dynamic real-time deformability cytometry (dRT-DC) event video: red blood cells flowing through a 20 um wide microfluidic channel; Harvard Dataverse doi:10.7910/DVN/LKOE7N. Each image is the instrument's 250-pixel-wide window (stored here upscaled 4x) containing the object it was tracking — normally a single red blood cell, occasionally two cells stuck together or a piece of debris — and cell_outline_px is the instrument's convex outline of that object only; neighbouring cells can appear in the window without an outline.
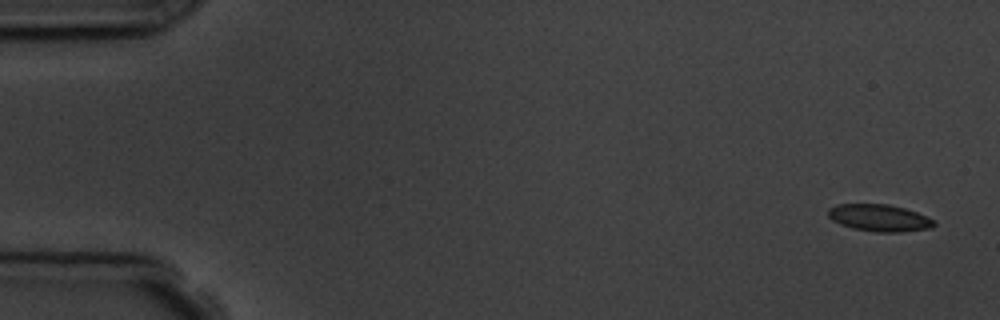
{"species": "common noctule bat (a hibernating species)", "species_latin": "Nyctalus noctula", "temperature_condition": "room temperature", "stored_images_in_passage": 4, "camera_frame_rate_fps": 3000, "um_per_image_px": 0.085, "animal": {"sex": "male", "body_mass_g": 19.5, "forearm_length_mm": 54.6}, "frame": {"image": 1, "passage_image": 1, "time_ms": 0.0, "image_size_px": [1000, 320], "cell_outline_px": [[936, 224], [932, 228], [900, 232], [876, 232], [852, 228], [840, 224], [832, 220], [828, 216], [828, 208], [836, 204], [888, 204], [904, 208], [916, 212], [936, 220]], "centroid_in_image_um": [74.75, 18.52], "position_along_channel_um": 10.3, "area_um2": 16.76}}
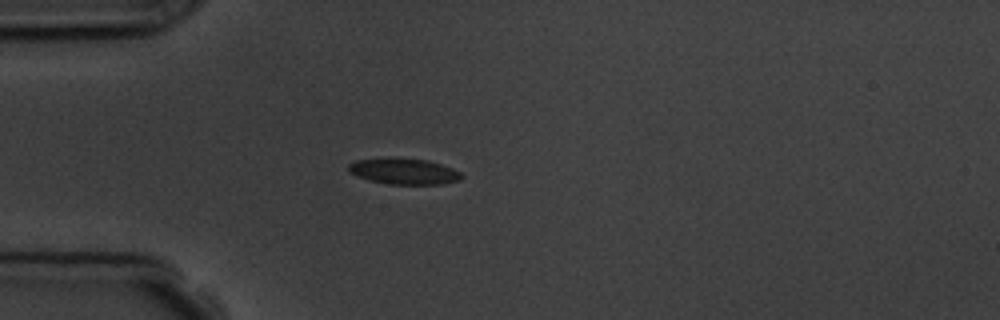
{"frame": {"image": 2, "passage_image": 4, "time_ms": 4.333, "image_size_px": [1000, 320], "cell_outline_px": [[464, 176], [460, 180], [444, 184], [388, 184], [368, 180], [348, 172], [348, 164], [356, 160], [428, 160], [452, 168], [460, 172]], "centroid_in_image_um": [34.37, 14.61], "position_along_channel_um": 50.6, "area_um2": 16.47}}